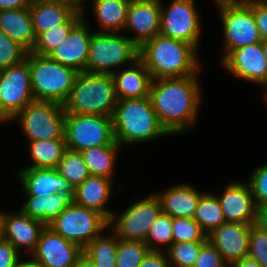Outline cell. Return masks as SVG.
<instances>
[{"mask_svg":"<svg viewBox=\"0 0 267 267\" xmlns=\"http://www.w3.org/2000/svg\"><path fill=\"white\" fill-rule=\"evenodd\" d=\"M199 77L159 78L151 82L149 98L170 136L186 134L196 124L204 99Z\"/></svg>","mask_w":267,"mask_h":267,"instance_id":"6da1fadb","label":"cell"},{"mask_svg":"<svg viewBox=\"0 0 267 267\" xmlns=\"http://www.w3.org/2000/svg\"><path fill=\"white\" fill-rule=\"evenodd\" d=\"M199 56V50L192 44L161 34L147 40L139 47V60L153 80L200 76L203 66Z\"/></svg>","mask_w":267,"mask_h":267,"instance_id":"7a4b0ae2","label":"cell"},{"mask_svg":"<svg viewBox=\"0 0 267 267\" xmlns=\"http://www.w3.org/2000/svg\"><path fill=\"white\" fill-rule=\"evenodd\" d=\"M112 123L115 141L122 148L170 136L162 127L149 97L119 100Z\"/></svg>","mask_w":267,"mask_h":267,"instance_id":"3957f363","label":"cell"},{"mask_svg":"<svg viewBox=\"0 0 267 267\" xmlns=\"http://www.w3.org/2000/svg\"><path fill=\"white\" fill-rule=\"evenodd\" d=\"M119 101L112 74L80 72L63 103L65 113L112 117Z\"/></svg>","mask_w":267,"mask_h":267,"instance_id":"277c9868","label":"cell"},{"mask_svg":"<svg viewBox=\"0 0 267 267\" xmlns=\"http://www.w3.org/2000/svg\"><path fill=\"white\" fill-rule=\"evenodd\" d=\"M29 67L34 100L63 105L72 91L79 72L48 56L31 52H29Z\"/></svg>","mask_w":267,"mask_h":267,"instance_id":"5b68a950","label":"cell"},{"mask_svg":"<svg viewBox=\"0 0 267 267\" xmlns=\"http://www.w3.org/2000/svg\"><path fill=\"white\" fill-rule=\"evenodd\" d=\"M138 59L139 47L127 35L93 30L85 71L113 74L128 67V64L131 66Z\"/></svg>","mask_w":267,"mask_h":267,"instance_id":"8992f818","label":"cell"},{"mask_svg":"<svg viewBox=\"0 0 267 267\" xmlns=\"http://www.w3.org/2000/svg\"><path fill=\"white\" fill-rule=\"evenodd\" d=\"M223 29L222 58L234 49L262 42L252 8L244 0H213Z\"/></svg>","mask_w":267,"mask_h":267,"instance_id":"52a82bcc","label":"cell"},{"mask_svg":"<svg viewBox=\"0 0 267 267\" xmlns=\"http://www.w3.org/2000/svg\"><path fill=\"white\" fill-rule=\"evenodd\" d=\"M65 111L56 102L34 101L19 112L9 124L20 125L28 142L64 138ZM19 124H18V123Z\"/></svg>","mask_w":267,"mask_h":267,"instance_id":"ba28073f","label":"cell"},{"mask_svg":"<svg viewBox=\"0 0 267 267\" xmlns=\"http://www.w3.org/2000/svg\"><path fill=\"white\" fill-rule=\"evenodd\" d=\"M64 138L67 149L79 152L119 145L114 138L112 117L105 115L65 113Z\"/></svg>","mask_w":267,"mask_h":267,"instance_id":"9c48e42d","label":"cell"},{"mask_svg":"<svg viewBox=\"0 0 267 267\" xmlns=\"http://www.w3.org/2000/svg\"><path fill=\"white\" fill-rule=\"evenodd\" d=\"M152 193L140 199L136 196L121 213L114 210L108 229L119 239L145 242L151 226L162 212L158 197Z\"/></svg>","mask_w":267,"mask_h":267,"instance_id":"30bf717a","label":"cell"},{"mask_svg":"<svg viewBox=\"0 0 267 267\" xmlns=\"http://www.w3.org/2000/svg\"><path fill=\"white\" fill-rule=\"evenodd\" d=\"M108 225L109 221L102 214L73 203L47 226L84 249L94 238L106 231Z\"/></svg>","mask_w":267,"mask_h":267,"instance_id":"8fae6325","label":"cell"},{"mask_svg":"<svg viewBox=\"0 0 267 267\" xmlns=\"http://www.w3.org/2000/svg\"><path fill=\"white\" fill-rule=\"evenodd\" d=\"M160 0L161 30L160 34L200 47L202 19L195 0H172L166 5ZM168 6V7H167Z\"/></svg>","mask_w":267,"mask_h":267,"instance_id":"7c38bea8","label":"cell"},{"mask_svg":"<svg viewBox=\"0 0 267 267\" xmlns=\"http://www.w3.org/2000/svg\"><path fill=\"white\" fill-rule=\"evenodd\" d=\"M34 101L28 53L27 59L0 70V116L9 123Z\"/></svg>","mask_w":267,"mask_h":267,"instance_id":"4fadbf2b","label":"cell"},{"mask_svg":"<svg viewBox=\"0 0 267 267\" xmlns=\"http://www.w3.org/2000/svg\"><path fill=\"white\" fill-rule=\"evenodd\" d=\"M220 63L234 77L267 87V60L262 42L231 50Z\"/></svg>","mask_w":267,"mask_h":267,"instance_id":"5bb4252c","label":"cell"},{"mask_svg":"<svg viewBox=\"0 0 267 267\" xmlns=\"http://www.w3.org/2000/svg\"><path fill=\"white\" fill-rule=\"evenodd\" d=\"M83 249L46 226L30 258L39 267H75Z\"/></svg>","mask_w":267,"mask_h":267,"instance_id":"9a60e30c","label":"cell"},{"mask_svg":"<svg viewBox=\"0 0 267 267\" xmlns=\"http://www.w3.org/2000/svg\"><path fill=\"white\" fill-rule=\"evenodd\" d=\"M161 6L160 0H131L124 31L131 32L127 37L138 47L160 34Z\"/></svg>","mask_w":267,"mask_h":267,"instance_id":"2e32d148","label":"cell"},{"mask_svg":"<svg viewBox=\"0 0 267 267\" xmlns=\"http://www.w3.org/2000/svg\"><path fill=\"white\" fill-rule=\"evenodd\" d=\"M86 13L85 11L82 14L83 19L71 30L67 39L47 55L50 59L71 67L79 73L86 69L93 32L87 22L89 19L87 20Z\"/></svg>","mask_w":267,"mask_h":267,"instance_id":"e0dca14e","label":"cell"},{"mask_svg":"<svg viewBox=\"0 0 267 267\" xmlns=\"http://www.w3.org/2000/svg\"><path fill=\"white\" fill-rule=\"evenodd\" d=\"M213 193L217 196L226 222L255 224L257 207L247 182L228 181L220 195Z\"/></svg>","mask_w":267,"mask_h":267,"instance_id":"ac0fdd59","label":"cell"},{"mask_svg":"<svg viewBox=\"0 0 267 267\" xmlns=\"http://www.w3.org/2000/svg\"><path fill=\"white\" fill-rule=\"evenodd\" d=\"M250 224L225 222L207 235V240L230 266L248 256Z\"/></svg>","mask_w":267,"mask_h":267,"instance_id":"d6986e66","label":"cell"},{"mask_svg":"<svg viewBox=\"0 0 267 267\" xmlns=\"http://www.w3.org/2000/svg\"><path fill=\"white\" fill-rule=\"evenodd\" d=\"M15 174L22 186L23 196H49L58 192H70L75 195V188L56 168H30L22 166Z\"/></svg>","mask_w":267,"mask_h":267,"instance_id":"ffe728a7","label":"cell"},{"mask_svg":"<svg viewBox=\"0 0 267 267\" xmlns=\"http://www.w3.org/2000/svg\"><path fill=\"white\" fill-rule=\"evenodd\" d=\"M46 226L42 221L25 214L20 208L15 210V213L14 211H7L4 239L14 245L24 257L27 254H29L27 257H30Z\"/></svg>","mask_w":267,"mask_h":267,"instance_id":"44dd1931","label":"cell"},{"mask_svg":"<svg viewBox=\"0 0 267 267\" xmlns=\"http://www.w3.org/2000/svg\"><path fill=\"white\" fill-rule=\"evenodd\" d=\"M115 186L117 189L110 178L90 175L75 188L74 203L97 211L109 221L114 212V209L108 207L113 191L124 189L121 184Z\"/></svg>","mask_w":267,"mask_h":267,"instance_id":"7402d4cb","label":"cell"},{"mask_svg":"<svg viewBox=\"0 0 267 267\" xmlns=\"http://www.w3.org/2000/svg\"><path fill=\"white\" fill-rule=\"evenodd\" d=\"M204 191L191 185L179 182L154 194L158 197L162 213L171 217L193 218L197 203Z\"/></svg>","mask_w":267,"mask_h":267,"instance_id":"603a6c76","label":"cell"},{"mask_svg":"<svg viewBox=\"0 0 267 267\" xmlns=\"http://www.w3.org/2000/svg\"><path fill=\"white\" fill-rule=\"evenodd\" d=\"M112 76L119 100L149 97L153 79L139 59L131 66L114 72Z\"/></svg>","mask_w":267,"mask_h":267,"instance_id":"cb8c5ba5","label":"cell"},{"mask_svg":"<svg viewBox=\"0 0 267 267\" xmlns=\"http://www.w3.org/2000/svg\"><path fill=\"white\" fill-rule=\"evenodd\" d=\"M25 202L20 208L25 214L33 219L42 221L48 225L68 205L74 203V196L70 192H58L46 196H24Z\"/></svg>","mask_w":267,"mask_h":267,"instance_id":"d4e9b609","label":"cell"},{"mask_svg":"<svg viewBox=\"0 0 267 267\" xmlns=\"http://www.w3.org/2000/svg\"><path fill=\"white\" fill-rule=\"evenodd\" d=\"M29 9L36 37L40 33L65 23L75 13L61 0L30 1Z\"/></svg>","mask_w":267,"mask_h":267,"instance_id":"484cf974","label":"cell"},{"mask_svg":"<svg viewBox=\"0 0 267 267\" xmlns=\"http://www.w3.org/2000/svg\"><path fill=\"white\" fill-rule=\"evenodd\" d=\"M0 31L31 52L36 36L29 7L0 11Z\"/></svg>","mask_w":267,"mask_h":267,"instance_id":"4316f807","label":"cell"},{"mask_svg":"<svg viewBox=\"0 0 267 267\" xmlns=\"http://www.w3.org/2000/svg\"><path fill=\"white\" fill-rule=\"evenodd\" d=\"M131 0H93L92 11L100 32H122Z\"/></svg>","mask_w":267,"mask_h":267,"instance_id":"83f0119b","label":"cell"},{"mask_svg":"<svg viewBox=\"0 0 267 267\" xmlns=\"http://www.w3.org/2000/svg\"><path fill=\"white\" fill-rule=\"evenodd\" d=\"M120 149H122L120 145H105L81 151L90 175L102 176L115 181V170Z\"/></svg>","mask_w":267,"mask_h":267,"instance_id":"f1b7e54d","label":"cell"},{"mask_svg":"<svg viewBox=\"0 0 267 267\" xmlns=\"http://www.w3.org/2000/svg\"><path fill=\"white\" fill-rule=\"evenodd\" d=\"M30 168H56L67 149L65 139L27 142Z\"/></svg>","mask_w":267,"mask_h":267,"instance_id":"f546056e","label":"cell"},{"mask_svg":"<svg viewBox=\"0 0 267 267\" xmlns=\"http://www.w3.org/2000/svg\"><path fill=\"white\" fill-rule=\"evenodd\" d=\"M117 249L118 237L111 230L107 229L83 249V254L96 267H116Z\"/></svg>","mask_w":267,"mask_h":267,"instance_id":"4dcf8cb0","label":"cell"},{"mask_svg":"<svg viewBox=\"0 0 267 267\" xmlns=\"http://www.w3.org/2000/svg\"><path fill=\"white\" fill-rule=\"evenodd\" d=\"M83 19L82 13L75 12L65 23L55 26L36 37L31 53L47 56L57 46L62 44L71 30Z\"/></svg>","mask_w":267,"mask_h":267,"instance_id":"1f68e13d","label":"cell"},{"mask_svg":"<svg viewBox=\"0 0 267 267\" xmlns=\"http://www.w3.org/2000/svg\"><path fill=\"white\" fill-rule=\"evenodd\" d=\"M193 219L206 235L226 222L217 196L213 192L206 191L200 196Z\"/></svg>","mask_w":267,"mask_h":267,"instance_id":"d6a6232c","label":"cell"},{"mask_svg":"<svg viewBox=\"0 0 267 267\" xmlns=\"http://www.w3.org/2000/svg\"><path fill=\"white\" fill-rule=\"evenodd\" d=\"M56 169L61 176L74 186V188L90 176V172L81 152L70 149L65 150Z\"/></svg>","mask_w":267,"mask_h":267,"instance_id":"836d02e7","label":"cell"},{"mask_svg":"<svg viewBox=\"0 0 267 267\" xmlns=\"http://www.w3.org/2000/svg\"><path fill=\"white\" fill-rule=\"evenodd\" d=\"M149 250L166 251L173 243L172 217L160 213L145 240Z\"/></svg>","mask_w":267,"mask_h":267,"instance_id":"e575fe53","label":"cell"},{"mask_svg":"<svg viewBox=\"0 0 267 267\" xmlns=\"http://www.w3.org/2000/svg\"><path fill=\"white\" fill-rule=\"evenodd\" d=\"M206 241L172 243L165 251L170 267H193Z\"/></svg>","mask_w":267,"mask_h":267,"instance_id":"d590c367","label":"cell"},{"mask_svg":"<svg viewBox=\"0 0 267 267\" xmlns=\"http://www.w3.org/2000/svg\"><path fill=\"white\" fill-rule=\"evenodd\" d=\"M148 251L145 242L118 238L116 267H138Z\"/></svg>","mask_w":267,"mask_h":267,"instance_id":"8d00e7d4","label":"cell"},{"mask_svg":"<svg viewBox=\"0 0 267 267\" xmlns=\"http://www.w3.org/2000/svg\"><path fill=\"white\" fill-rule=\"evenodd\" d=\"M173 243L207 241V235L193 218L172 217Z\"/></svg>","mask_w":267,"mask_h":267,"instance_id":"74e56055","label":"cell"},{"mask_svg":"<svg viewBox=\"0 0 267 267\" xmlns=\"http://www.w3.org/2000/svg\"><path fill=\"white\" fill-rule=\"evenodd\" d=\"M28 53L24 46L0 31V70L27 59Z\"/></svg>","mask_w":267,"mask_h":267,"instance_id":"f35d334b","label":"cell"},{"mask_svg":"<svg viewBox=\"0 0 267 267\" xmlns=\"http://www.w3.org/2000/svg\"><path fill=\"white\" fill-rule=\"evenodd\" d=\"M248 176L247 183L250 186L256 207L267 204V162L256 166Z\"/></svg>","mask_w":267,"mask_h":267,"instance_id":"ab89813d","label":"cell"},{"mask_svg":"<svg viewBox=\"0 0 267 267\" xmlns=\"http://www.w3.org/2000/svg\"><path fill=\"white\" fill-rule=\"evenodd\" d=\"M248 256L267 267V233L252 224L249 232Z\"/></svg>","mask_w":267,"mask_h":267,"instance_id":"60d3db41","label":"cell"},{"mask_svg":"<svg viewBox=\"0 0 267 267\" xmlns=\"http://www.w3.org/2000/svg\"><path fill=\"white\" fill-rule=\"evenodd\" d=\"M193 267H229L222 255L207 240L200 249Z\"/></svg>","mask_w":267,"mask_h":267,"instance_id":"b9f144b4","label":"cell"},{"mask_svg":"<svg viewBox=\"0 0 267 267\" xmlns=\"http://www.w3.org/2000/svg\"><path fill=\"white\" fill-rule=\"evenodd\" d=\"M253 11L260 37L267 39V0H244Z\"/></svg>","mask_w":267,"mask_h":267,"instance_id":"7bdbcfd3","label":"cell"},{"mask_svg":"<svg viewBox=\"0 0 267 267\" xmlns=\"http://www.w3.org/2000/svg\"><path fill=\"white\" fill-rule=\"evenodd\" d=\"M23 255L6 239L0 241V267H15Z\"/></svg>","mask_w":267,"mask_h":267,"instance_id":"ee69618b","label":"cell"},{"mask_svg":"<svg viewBox=\"0 0 267 267\" xmlns=\"http://www.w3.org/2000/svg\"><path fill=\"white\" fill-rule=\"evenodd\" d=\"M138 267H170L165 251L149 250Z\"/></svg>","mask_w":267,"mask_h":267,"instance_id":"f6af8a7d","label":"cell"},{"mask_svg":"<svg viewBox=\"0 0 267 267\" xmlns=\"http://www.w3.org/2000/svg\"><path fill=\"white\" fill-rule=\"evenodd\" d=\"M255 225L267 233V204L257 207Z\"/></svg>","mask_w":267,"mask_h":267,"instance_id":"bcb514c9","label":"cell"},{"mask_svg":"<svg viewBox=\"0 0 267 267\" xmlns=\"http://www.w3.org/2000/svg\"><path fill=\"white\" fill-rule=\"evenodd\" d=\"M31 0H0V11L29 7Z\"/></svg>","mask_w":267,"mask_h":267,"instance_id":"7dc6e473","label":"cell"},{"mask_svg":"<svg viewBox=\"0 0 267 267\" xmlns=\"http://www.w3.org/2000/svg\"><path fill=\"white\" fill-rule=\"evenodd\" d=\"M64 4L68 5L71 7L75 12L79 13H84L86 8H85V3H87L88 0H61ZM93 1V0H90Z\"/></svg>","mask_w":267,"mask_h":267,"instance_id":"c3c4849f","label":"cell"},{"mask_svg":"<svg viewBox=\"0 0 267 267\" xmlns=\"http://www.w3.org/2000/svg\"><path fill=\"white\" fill-rule=\"evenodd\" d=\"M229 267H262V266L253 258L247 256L239 261L234 262Z\"/></svg>","mask_w":267,"mask_h":267,"instance_id":"681fc988","label":"cell"},{"mask_svg":"<svg viewBox=\"0 0 267 267\" xmlns=\"http://www.w3.org/2000/svg\"><path fill=\"white\" fill-rule=\"evenodd\" d=\"M75 267H96V265L84 254H82L79 257L77 265Z\"/></svg>","mask_w":267,"mask_h":267,"instance_id":"f907efd6","label":"cell"},{"mask_svg":"<svg viewBox=\"0 0 267 267\" xmlns=\"http://www.w3.org/2000/svg\"><path fill=\"white\" fill-rule=\"evenodd\" d=\"M15 267H39L30 257H23Z\"/></svg>","mask_w":267,"mask_h":267,"instance_id":"816d5d0a","label":"cell"},{"mask_svg":"<svg viewBox=\"0 0 267 267\" xmlns=\"http://www.w3.org/2000/svg\"><path fill=\"white\" fill-rule=\"evenodd\" d=\"M6 212L0 209V241L4 239Z\"/></svg>","mask_w":267,"mask_h":267,"instance_id":"f5cc1de1","label":"cell"},{"mask_svg":"<svg viewBox=\"0 0 267 267\" xmlns=\"http://www.w3.org/2000/svg\"><path fill=\"white\" fill-rule=\"evenodd\" d=\"M262 48H263V51H264L265 58L267 60V39L266 40H262Z\"/></svg>","mask_w":267,"mask_h":267,"instance_id":"db71d44e","label":"cell"},{"mask_svg":"<svg viewBox=\"0 0 267 267\" xmlns=\"http://www.w3.org/2000/svg\"><path fill=\"white\" fill-rule=\"evenodd\" d=\"M264 90H265V91H264L265 93L263 92V95H264V96H263L262 98H263V100L266 102V105H267V87H266Z\"/></svg>","mask_w":267,"mask_h":267,"instance_id":"11a10c76","label":"cell"},{"mask_svg":"<svg viewBox=\"0 0 267 267\" xmlns=\"http://www.w3.org/2000/svg\"><path fill=\"white\" fill-rule=\"evenodd\" d=\"M5 124L8 125V123L0 116V125H5Z\"/></svg>","mask_w":267,"mask_h":267,"instance_id":"9f6ffc18","label":"cell"}]
</instances>
